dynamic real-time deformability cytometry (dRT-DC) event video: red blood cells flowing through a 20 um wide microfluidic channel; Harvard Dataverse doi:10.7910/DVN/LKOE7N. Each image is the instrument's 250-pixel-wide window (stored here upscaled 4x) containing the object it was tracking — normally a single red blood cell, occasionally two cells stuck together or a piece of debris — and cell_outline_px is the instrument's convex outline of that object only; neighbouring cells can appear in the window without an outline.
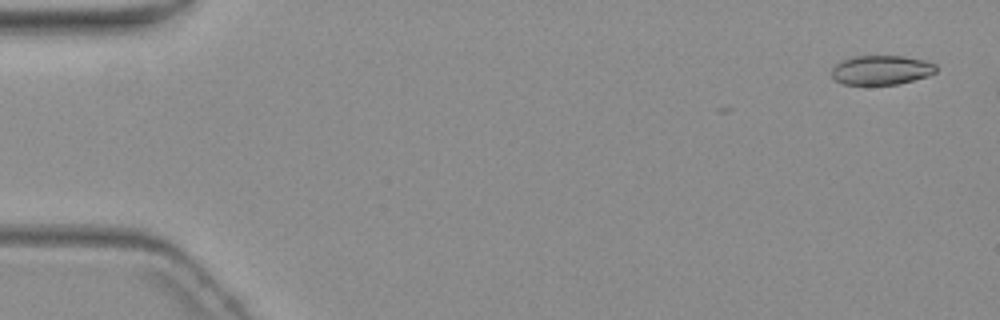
{"species": "common noctule bat (a hibernating species)", "species_latin": "Nyctalus noctula", "temperature_condition": "warm", "stored_images_in_passage": 5, "camera_frame_rate_fps": 3000, "um_per_image_px": 0.085, "animal": {"sex": "female", "body_mass_g": 19.3, "forearm_length_mm": 54.1}, "frame": {"image": 1, "passage_image": 1, "time_ms": 0.0, "image_size_px": [1000, 320], "cell_outline_px": [[936, 72], [928, 76], [896, 84], [844, 84], [836, 80], [832, 76], [832, 68], [840, 60], [848, 56], [904, 56], [924, 60], [936, 64]], "centroid_in_image_um": [74.9, 5.93], "position_along_channel_um": 10.1, "area_um2": 17.86}}
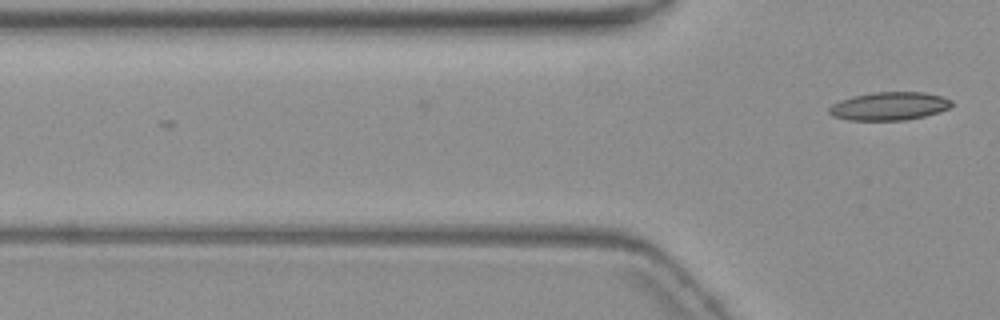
{"frame": {"image": 2, "passage_image": 5, "time_ms": 4.667, "image_size_px": [1000, 320], "cell_outline_px": [[952, 108], [924, 116], [904, 120], [848, 120], [832, 116], [828, 112], [828, 108], [832, 104], [840, 100], [852, 96], [872, 92], [924, 92], [940, 96], [952, 100]], "centroid_in_image_um": [75.57, 9.02], "position_along_channel_um": 50.2, "area_um2": 20.23}}